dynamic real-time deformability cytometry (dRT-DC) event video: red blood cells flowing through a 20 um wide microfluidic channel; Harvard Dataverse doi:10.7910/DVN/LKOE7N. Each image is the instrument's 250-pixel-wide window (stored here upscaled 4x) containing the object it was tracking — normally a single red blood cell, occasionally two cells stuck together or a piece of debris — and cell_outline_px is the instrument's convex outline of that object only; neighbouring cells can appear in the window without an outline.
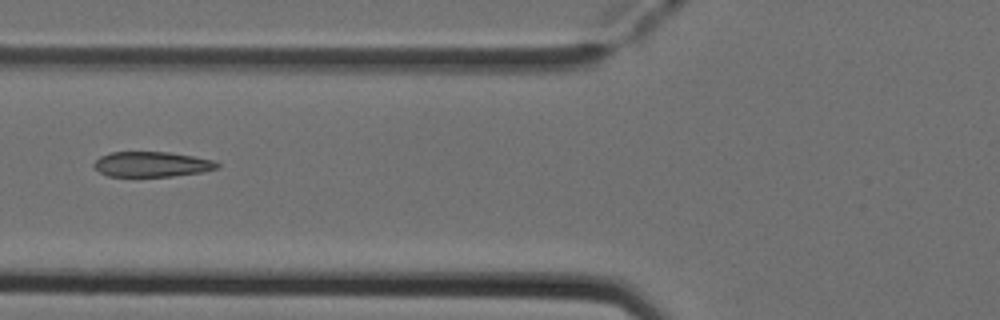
{"species": "Egyptian fruit bat (a non-hibernating species)", "species_latin": "Rousettus aegyptiacus", "temperature_condition": "cold", "stored_images_in_passage": 6, "camera_frame_rate_fps": 3000, "um_per_image_px": 0.085, "animal": {"sex": "female"}, "frame": {"image": 1, "passage_image": 6, "time_ms": 1.667, "image_size_px": [1000, 320], "cell_outline_px": [[220, 164], [216, 168], [204, 172], [172, 176], [108, 176], [100, 172], [92, 164], [100, 156], [112, 152], [168, 152], [216, 160]], "centroid_in_image_um": [12.92, 13.96], "position_along_channel_um": 112.9, "area_um2": 18.03}}